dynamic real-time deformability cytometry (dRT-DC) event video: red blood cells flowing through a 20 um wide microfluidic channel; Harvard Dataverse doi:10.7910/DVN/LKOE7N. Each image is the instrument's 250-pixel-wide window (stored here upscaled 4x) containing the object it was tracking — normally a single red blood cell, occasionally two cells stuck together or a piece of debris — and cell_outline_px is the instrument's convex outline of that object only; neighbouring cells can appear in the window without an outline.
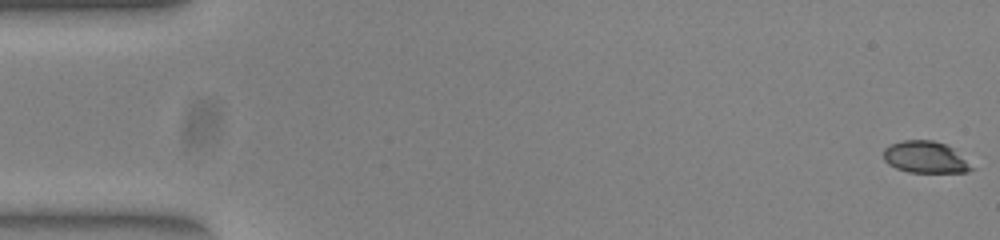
{"species": "common noctule bat (a hibernating species)", "species_latin": "Nyctalus noctula", "temperature_condition": "warm", "stored_images_in_passage": 53, "camera_frame_rate_fps": 3000, "um_per_image_px": 0.085, "animal": {"sex": "female", "body_mass_g": 23.0, "forearm_length_mm": 53.4}, "frame": {"image": 1, "passage_image": 1, "time_ms": 0.0, "image_size_px": [1000, 240], "cell_outline_px": [[976, 168], [968, 172], [908, 172], [896, 168], [888, 164], [884, 160], [884, 148], [892, 144], [904, 140], [932, 140], [944, 144], [952, 148]], "centroid_in_image_um": [78.66, 13.37], "position_along_channel_um": 6.3, "area_um2": 16.18}}
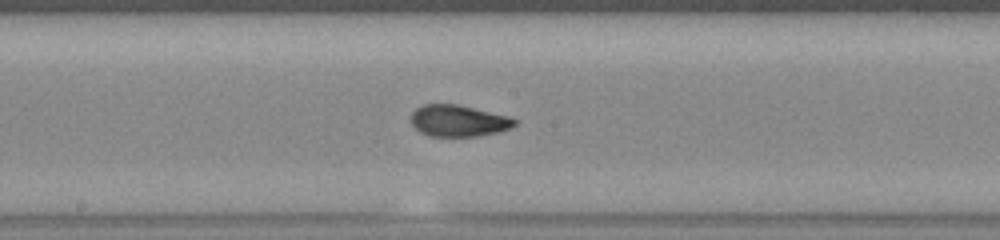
{"frame": {"image": 2, "passage_image": 28, "time_ms": 9.0, "image_size_px": [1000, 240], "cell_outline_px": [[516, 124], [512, 128], [496, 132], [476, 136], [428, 136], [420, 132], [412, 124], [412, 112], [416, 108], [424, 104], [460, 104], [508, 116], [516, 120]], "centroid_in_image_um": [38.97, 10.26], "position_along_channel_um": 209.2, "area_um2": 19.02}}
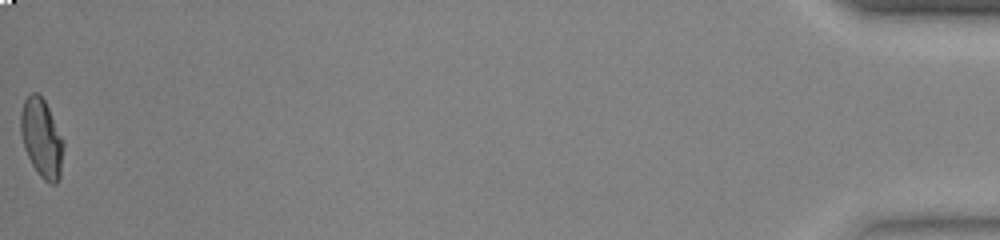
{"frame": {"image": 3, "passage_image": 53, "time_ms": 17.333, "image_size_px": [1000, 240], "cell_outline_px": [[64, 144], [60, 176], [56, 184], [52, 184], [44, 180], [36, 172], [24, 148], [20, 132], [20, 112], [24, 100], [32, 92], [36, 92], [44, 100], [64, 140]], "centroid_in_image_um": [3.53, 11.75], "position_along_channel_um": 431.7, "area_um2": 19.59}, "authors_computed_cell_mechanics": {"area_um2": 19.074, "velocity_mm_per_s": 3.9253, "shape_relaxation_time_tau1_ms": 5.4447, "shape_relaxation_time_tau2_ms": 0.9495, "deformation_change_tau1": 0.1812, "deformation_change_tau2": 0.0555}}